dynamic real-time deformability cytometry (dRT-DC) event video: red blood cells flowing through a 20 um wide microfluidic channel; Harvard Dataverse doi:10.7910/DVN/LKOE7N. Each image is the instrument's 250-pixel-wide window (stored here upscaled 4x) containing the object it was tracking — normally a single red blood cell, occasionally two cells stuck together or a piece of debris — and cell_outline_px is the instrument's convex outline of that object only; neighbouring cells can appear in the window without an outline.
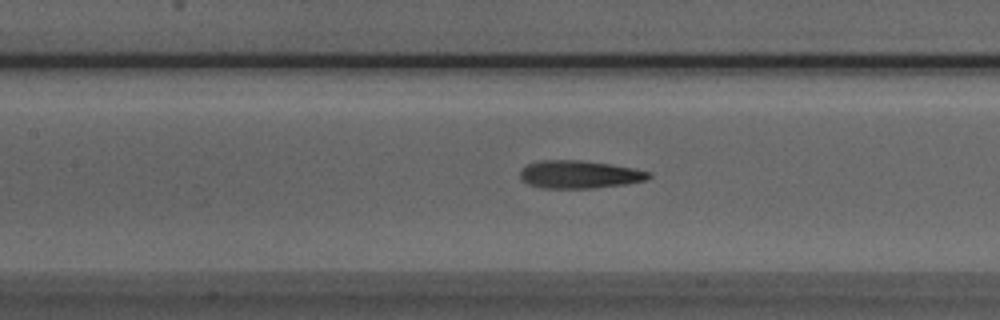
{"species": "Egyptian fruit bat (a non-hibernating species)", "species_latin": "Rousettus aegyptiacus", "temperature_condition": "room temperature", "stored_images_in_passage": 51, "camera_frame_rate_fps": 3000, "um_per_image_px": 0.085, "animal": {"sex": "male"}, "frame": {"image": 1, "passage_image": 22, "time_ms": 7.0, "image_size_px": [1000, 320], "cell_outline_px": [[652, 176], [644, 180], [624, 184], [592, 188], [540, 188], [528, 184], [520, 180], [520, 172], [528, 164], [540, 160], [580, 160], [608, 164], [632, 168], [652, 172]], "centroid_in_image_um": [49.21, 14.83], "position_along_channel_um": 158.2, "area_um2": 20.75}}
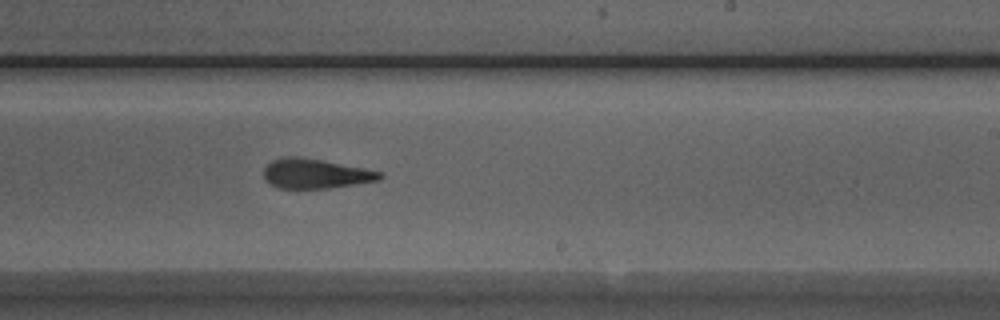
{"frame": {"image": 2, "passage_image": 30, "time_ms": 9.667, "image_size_px": [1000, 320], "cell_outline_px": [[384, 176], [380, 180], [356, 184], [328, 188], [280, 188], [272, 184], [264, 176], [264, 168], [272, 160], [280, 156], [296, 156], [320, 160], [364, 168], [384, 172]], "centroid_in_image_um": [26.85, 14.75], "position_along_channel_um": 262.2, "area_um2": 19.94}}
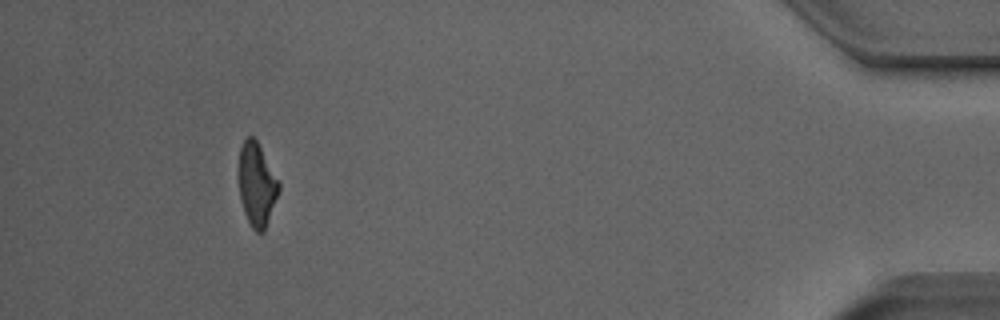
{"frame": {"image": 3, "passage_image": 47, "time_ms": 15.333, "image_size_px": [1000, 320], "cell_outline_px": [[280, 188], [264, 232], [256, 232], [252, 228], [244, 212], [240, 196], [236, 176], [240, 148], [244, 140], [248, 136], [252, 136], [256, 140], [280, 180]], "centroid_in_image_um": [21.8, 15.65], "position_along_channel_um": 413.4, "area_um2": 19.83}, "authors_computed_cell_mechanics": {"area_um2": 20.519, "velocity_mm_per_s": 3.9149, "shape_relaxation_time_tau1_ms": 5.9749, "shape_relaxation_time_tau2_ms": 2.0279, "deformation_change_tau1": 0.2077, "deformation_change_tau2": 0.1291}}